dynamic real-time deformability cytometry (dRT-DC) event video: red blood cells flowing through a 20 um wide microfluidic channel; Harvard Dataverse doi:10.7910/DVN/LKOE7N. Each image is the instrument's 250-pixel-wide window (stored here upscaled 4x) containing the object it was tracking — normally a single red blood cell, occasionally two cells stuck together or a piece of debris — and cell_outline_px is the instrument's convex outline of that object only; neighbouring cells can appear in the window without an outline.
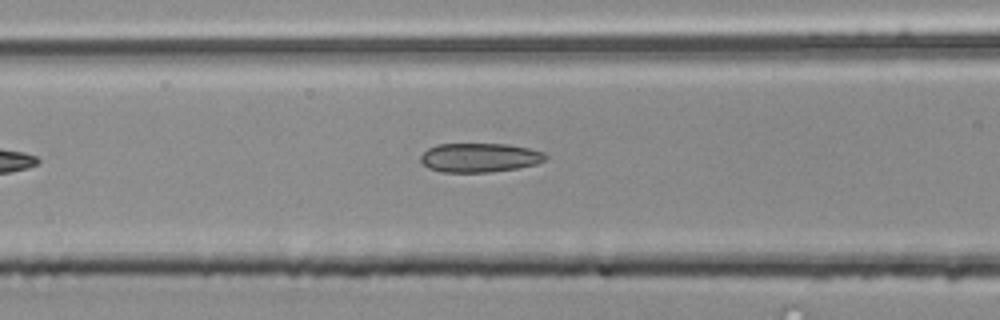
{"species": "common noctule bat (a hibernating species)", "species_latin": "Nyctalus noctula", "temperature_condition": "room temperature", "stored_images_in_passage": 5, "camera_frame_rate_fps": 3000, "um_per_image_px": 0.085, "animal": {"sex": "male", "body_mass_g": 20.4}, "frame": {"image": 1, "passage_image": 5, "time_ms": 1.333, "image_size_px": [1000, 320], "cell_outline_px": [[548, 156], [544, 160], [536, 164], [516, 168], [492, 172], [440, 172], [428, 168], [420, 160], [420, 156], [428, 148], [436, 144], [508, 144], [528, 148], [544, 152]], "centroid_in_image_um": [40.75, 13.39], "position_along_channel_um": 125.9, "area_um2": 21.21}}